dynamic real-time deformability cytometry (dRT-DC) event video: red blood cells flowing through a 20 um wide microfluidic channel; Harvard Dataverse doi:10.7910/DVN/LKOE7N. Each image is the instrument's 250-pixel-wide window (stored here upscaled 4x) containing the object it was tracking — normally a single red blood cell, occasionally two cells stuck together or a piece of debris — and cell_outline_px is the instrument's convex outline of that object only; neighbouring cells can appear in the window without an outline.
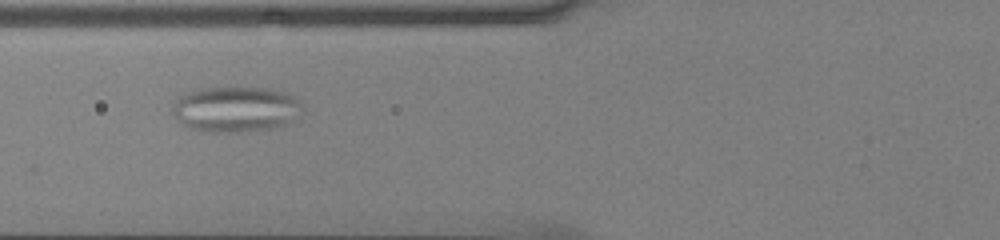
{"species": "common noctule bat (a hibernating species)", "species_latin": "Nyctalus noctula", "temperature_condition": "cold", "stored_images_in_passage": 42, "camera_frame_rate_fps": 3000, "um_per_image_px": 0.085, "animal": {"sex": "male", "body_mass_g": 13.0, "forearm_length_mm": 53.1}, "frame": {"image": 1, "passage_image": 11, "time_ms": 3.333, "image_size_px": [1000, 240], "cell_outline_px": [[300, 104], [292, 120], [288, 124], [280, 128], [240, 132], [212, 132], [188, 128], [172, 112], [172, 108], [176, 100], [180, 96], [188, 92], [200, 88], [264, 88], [284, 92], [296, 96], [300, 100]], "centroid_in_image_um": [20.03, 9.29], "position_along_channel_um": 105.8, "area_um2": 34.22}}
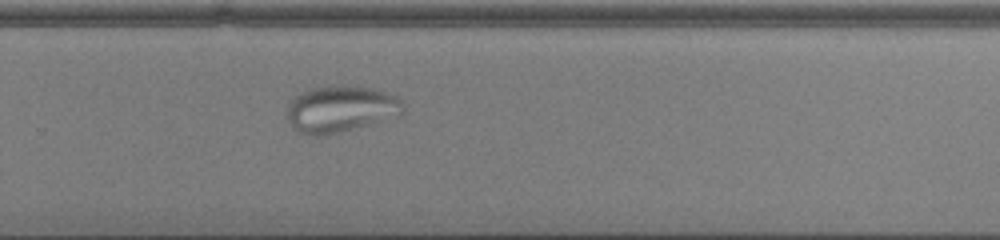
{"frame": {"image": 2, "passage_image": 26, "time_ms": 8.333, "image_size_px": [1000, 240], "cell_outline_px": [[404, 108], [400, 112], [364, 124], [324, 136], [312, 136], [300, 132], [292, 128], [288, 120], [288, 104], [300, 92], [312, 88], [344, 84], [372, 88], [396, 96], [400, 100]], "centroid_in_image_um": [28.84, 9.23], "position_along_channel_um": 301.0, "area_um2": 30.58}}
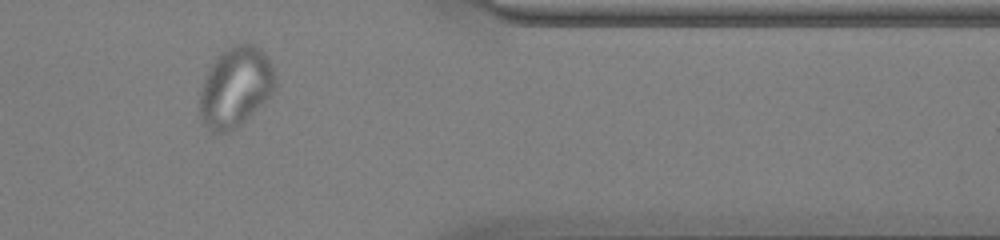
{"frame": {"image": 3, "passage_image": 34, "time_ms": 11.0, "image_size_px": [1000, 240], "cell_outline_px": [[276, 88], [236, 128], [220, 136], [212, 132], [204, 124], [200, 116], [200, 92], [204, 76], [208, 68], [216, 56], [232, 44], [252, 44], [260, 48], [268, 56], [276, 76]], "centroid_in_image_um": [19.99, 7.38], "position_along_channel_um": 391.4, "area_um2": 35.37}}